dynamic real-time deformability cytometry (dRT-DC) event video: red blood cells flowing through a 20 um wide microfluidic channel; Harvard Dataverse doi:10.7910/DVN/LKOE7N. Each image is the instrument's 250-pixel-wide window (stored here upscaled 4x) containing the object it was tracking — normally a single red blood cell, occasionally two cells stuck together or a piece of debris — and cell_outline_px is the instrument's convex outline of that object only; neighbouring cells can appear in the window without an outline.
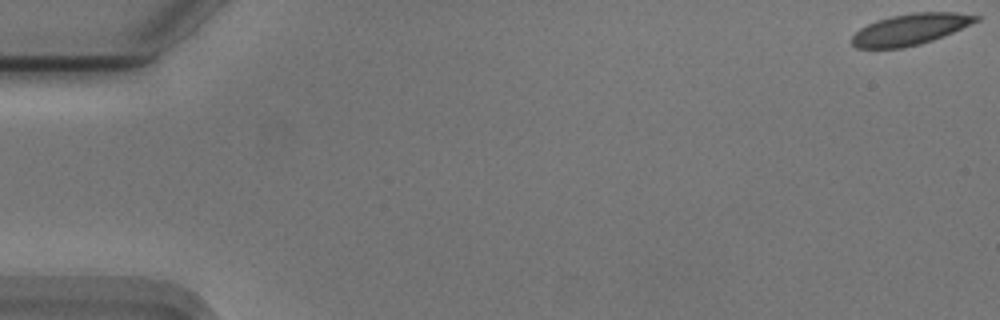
{"species": "Egyptian fruit bat (a non-hibernating species)", "species_latin": "Rousettus aegyptiacus", "temperature_condition": "cold", "stored_images_in_passage": 55, "camera_frame_rate_fps": 3000, "um_per_image_px": 0.085, "animal": {"sex": "male"}, "frame": {"image": 1, "passage_image": 1, "time_ms": 0.0, "image_size_px": [1000, 320], "cell_outline_px": [[980, 20], [952, 32], [932, 40], [920, 44], [900, 48], [856, 48], [852, 44], [852, 36], [860, 28], [876, 20], [892, 16], [912, 12], [956, 12], [980, 16]], "centroid_in_image_um": [77.36, 2.48], "position_along_channel_um": 7.6, "area_um2": 22.37}}
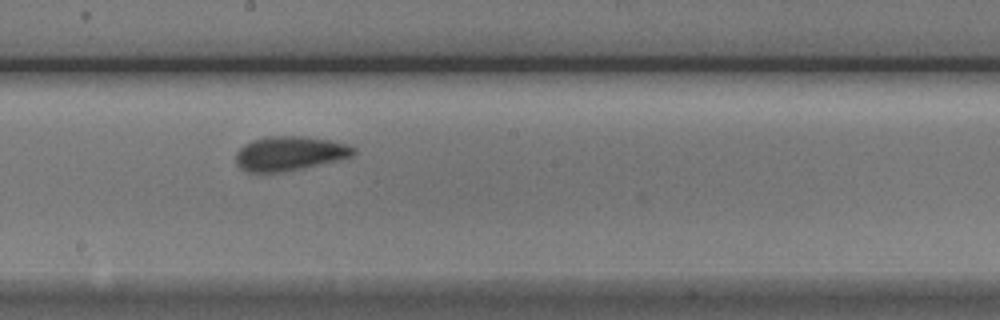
{"frame": {"image": 2, "passage_image": 31, "time_ms": 10.0, "image_size_px": [1000, 320], "cell_outline_px": [[356, 152], [352, 156], [336, 160], [284, 172], [248, 172], [240, 168], [236, 164], [236, 152], [244, 144], [252, 140], [264, 136], [300, 136], [328, 140], [344, 144], [356, 148]], "centroid_in_image_um": [24.56, 13.04], "position_along_channel_um": 223.6, "area_um2": 23.35}}
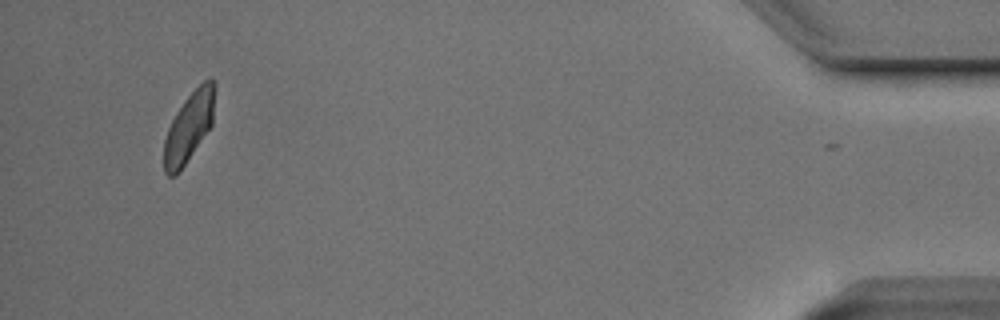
{"frame": {"image": 3, "passage_image": 53, "time_ms": 17.333, "image_size_px": [1000, 320], "cell_outline_px": [[216, 88], [212, 124], [180, 172], [176, 176], [168, 176], [164, 172], [164, 140], [168, 128], [176, 112], [184, 100], [204, 80], [212, 80], [216, 84]], "centroid_in_image_um": [16.06, 10.81], "position_along_channel_um": 419.1, "area_um2": 20.58}, "authors_computed_cell_mechanics": {"area_um2": 22.6576, "velocity_mm_per_s": 3.6996, "shape_relaxation_time_tau1_ms": 2.7498, "shape_relaxation_time_tau2_ms": null, "deformation_change_tau1": 0.1108, "deformation_change_tau2": null}}